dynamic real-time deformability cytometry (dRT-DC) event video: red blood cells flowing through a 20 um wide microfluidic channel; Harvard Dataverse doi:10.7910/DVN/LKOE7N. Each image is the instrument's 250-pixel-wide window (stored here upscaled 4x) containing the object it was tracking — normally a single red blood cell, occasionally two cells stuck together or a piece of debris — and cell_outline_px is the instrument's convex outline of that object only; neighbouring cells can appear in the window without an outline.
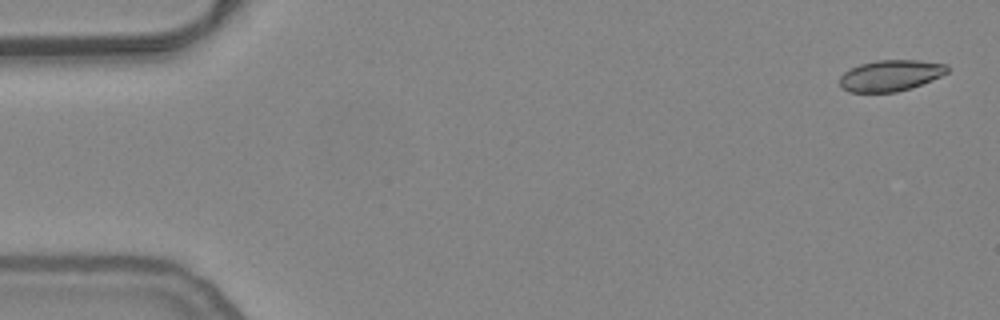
{"species": "common noctule bat (a hibernating species)", "species_latin": "Nyctalus noctula", "temperature_condition": "warm", "stored_images_in_passage": 12, "camera_frame_rate_fps": 3000, "um_per_image_px": 0.085, "animal": {"sex": "female", "body_mass_g": 24.6, "forearm_length_mm": 56.2}, "frame": {"image": 1, "passage_image": 2, "time_ms": 0.333, "image_size_px": [1000, 320], "cell_outline_px": [[948, 72], [932, 80], [912, 88], [896, 92], [848, 92], [840, 88], [840, 76], [848, 68], [860, 64], [876, 60], [920, 60], [948, 64]], "centroid_in_image_um": [75.68, 6.42], "position_along_channel_um": 9.3, "area_um2": 19.77}}